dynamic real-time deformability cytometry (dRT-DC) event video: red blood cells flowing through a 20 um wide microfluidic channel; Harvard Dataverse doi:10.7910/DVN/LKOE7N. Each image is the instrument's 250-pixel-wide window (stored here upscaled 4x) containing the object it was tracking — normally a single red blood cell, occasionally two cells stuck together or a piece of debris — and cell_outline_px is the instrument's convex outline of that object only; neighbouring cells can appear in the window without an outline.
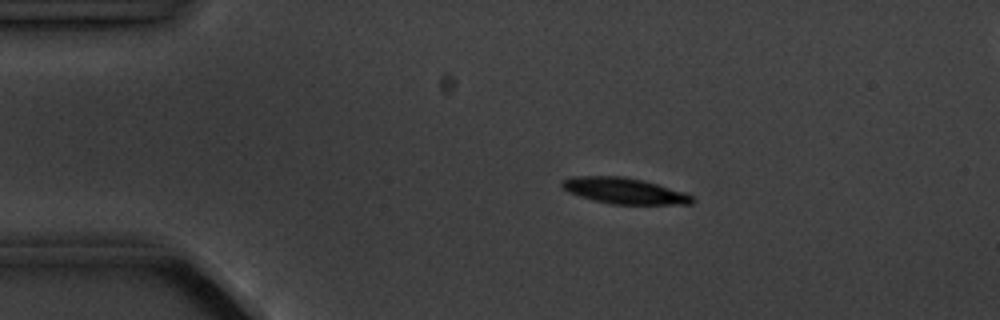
{"species": "common noctule bat (a hibernating species)", "species_latin": "Nyctalus noctula", "temperature_condition": "cold", "stored_images_in_passage": 9, "camera_frame_rate_fps": 3000, "um_per_image_px": 0.085, "animal": {"sex": "male", "body_mass_g": 20.1, "forearm_length_mm": 53.5}, "frame": {"image": 1, "passage_image": 3, "time_ms": 2.667, "image_size_px": [1000, 320], "cell_outline_px": [[696, 200], [692, 204], [612, 204], [580, 196], [568, 192], [560, 184], [564, 180], [572, 176], [624, 176], [644, 180], [684, 192], [692, 196]], "centroid_in_image_um": [53.09, 16.21], "position_along_channel_um": 31.9, "area_um2": 19.59}}
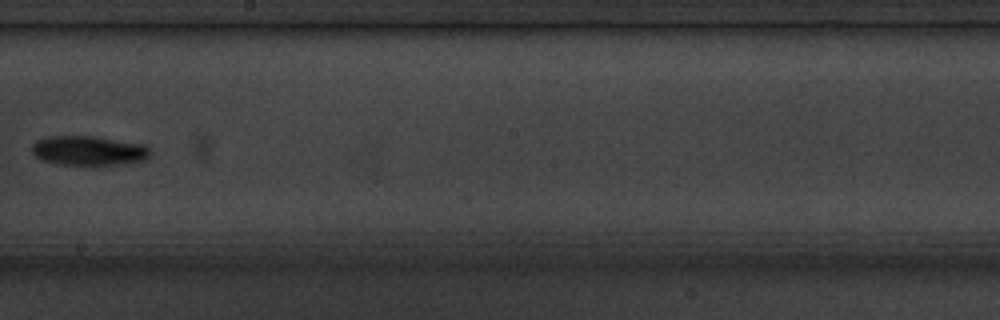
{"frame": {"image": 2, "passage_image": 9, "time_ms": 9.667, "image_size_px": [1000, 320], "cell_outline_px": [[152, 152], [148, 160], [128, 164], [92, 168], [56, 164], [40, 160], [32, 152], [32, 144], [36, 140], [48, 136], [92, 136], [144, 144]], "centroid_in_image_um": [7.57, 12.87], "position_along_channel_um": 240.6, "area_um2": 21.56}}